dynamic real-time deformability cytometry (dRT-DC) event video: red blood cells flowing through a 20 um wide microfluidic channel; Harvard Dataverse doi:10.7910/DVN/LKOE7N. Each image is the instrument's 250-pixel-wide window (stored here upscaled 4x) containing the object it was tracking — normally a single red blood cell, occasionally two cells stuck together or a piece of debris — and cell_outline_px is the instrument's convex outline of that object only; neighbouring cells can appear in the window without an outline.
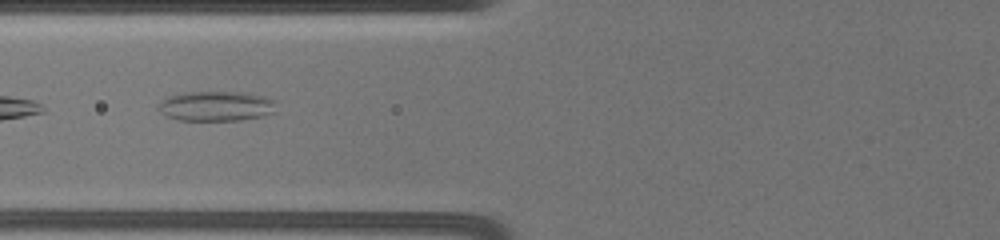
{"species": "common noctule bat (a hibernating species)", "species_latin": "Nyctalus noctula", "temperature_condition": "warm", "stored_images_in_passage": 29, "camera_frame_rate_fps": 3000, "um_per_image_px": 0.085, "animal": {"sex": "female", "body_mass_g": 19.5, "forearm_length_mm": 54.1}, "frame": {"image": 1, "passage_image": 18, "time_ms": 9.667, "image_size_px": [1000, 240], "cell_outline_px": [[276, 112], [264, 116], [240, 120], [180, 120], [168, 116], [160, 108], [160, 104], [168, 96], [184, 92], [240, 92], [264, 96], [272, 100]], "centroid_in_image_um": [18.42, 9.02], "position_along_channel_um": 107.4, "area_um2": 20.17}}
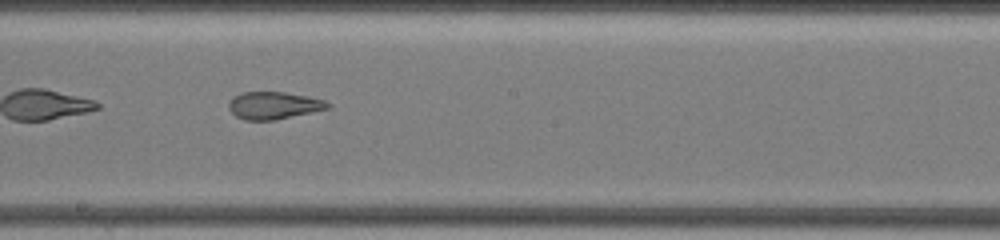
{"frame": {"image": 2, "passage_image": 21, "time_ms": 13.0, "image_size_px": [1000, 240], "cell_outline_px": [[332, 108], [272, 120], [244, 120], [236, 116], [228, 108], [228, 104], [232, 96], [244, 92], [284, 92], [308, 96], [324, 100], [332, 104]], "centroid_in_image_um": [23.28, 8.95], "position_along_channel_um": 224.9, "area_um2": 15.84}}
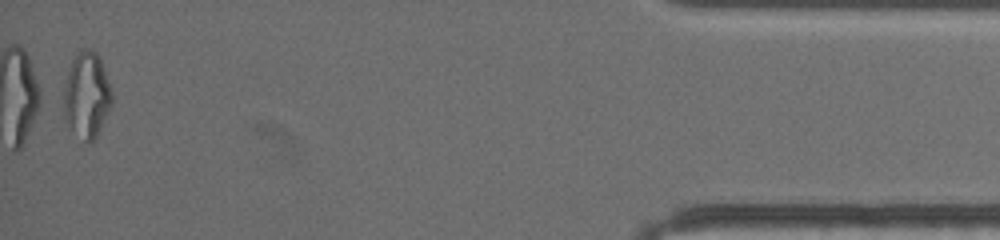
{"frame": {"image": 3, "passage_image": 29, "time_ms": 20.667, "image_size_px": [1000, 240], "cell_outline_px": [[112, 104], [96, 136], [88, 144], [72, 128], [64, 116], [64, 84], [72, 60], [76, 52], [84, 48], [88, 48], [96, 52], [100, 56], [112, 92]], "centroid_in_image_um": [7.38, 8.02], "position_along_channel_um": 427.8, "area_um2": 23.81}}